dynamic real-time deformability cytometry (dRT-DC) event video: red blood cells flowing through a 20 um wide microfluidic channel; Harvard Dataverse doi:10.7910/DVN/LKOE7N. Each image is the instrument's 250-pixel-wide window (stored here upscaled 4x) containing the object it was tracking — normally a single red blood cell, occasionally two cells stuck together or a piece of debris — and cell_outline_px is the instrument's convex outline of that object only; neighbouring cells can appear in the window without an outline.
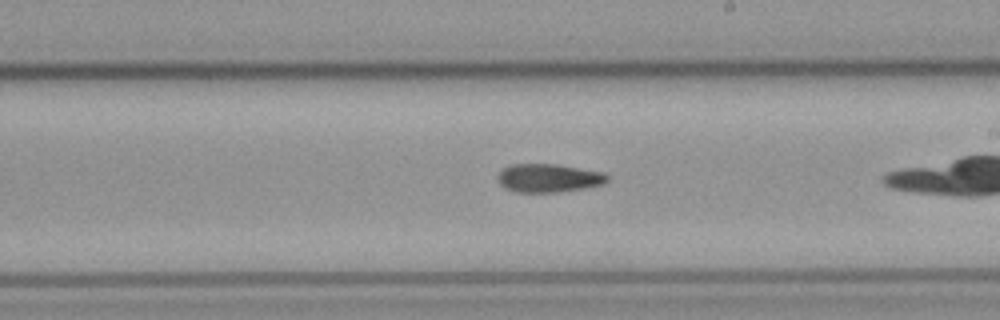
{"species": "common noctule bat (a hibernating species)", "species_latin": "Nyctalus noctula", "temperature_condition": "cold", "stored_images_in_passage": 27, "camera_frame_rate_fps": 3000, "um_per_image_px": 0.085, "animal": {"sex": "male", "body_mass_g": 23.1, "forearm_length_mm": 52.7}, "frame": {"image": 1, "passage_image": 16, "time_ms": 5.0, "image_size_px": [1000, 320], "cell_outline_px": [[608, 180], [600, 184], [584, 188], [560, 192], [516, 192], [504, 188], [500, 184], [496, 176], [504, 168], [512, 164], [556, 164], [604, 172], [608, 176]], "centroid_in_image_um": [46.6, 15.13], "position_along_channel_um": 242.4, "area_um2": 18.09}}